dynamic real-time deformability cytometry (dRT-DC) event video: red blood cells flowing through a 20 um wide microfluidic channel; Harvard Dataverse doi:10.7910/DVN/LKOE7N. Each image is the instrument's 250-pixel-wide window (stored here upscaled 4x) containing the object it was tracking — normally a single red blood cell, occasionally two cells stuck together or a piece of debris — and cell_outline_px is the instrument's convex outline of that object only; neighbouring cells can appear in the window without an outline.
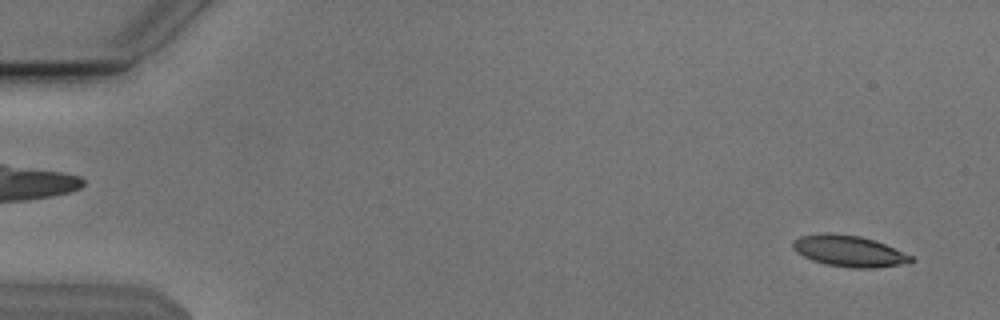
{"species": "Egyptian fruit bat (a non-hibernating species)", "species_latin": "Rousettus aegyptiacus", "temperature_condition": "cold", "stored_images_in_passage": 54, "camera_frame_rate_fps": 3000, "um_per_image_px": 0.085, "animal": {"sex": "male"}, "frame": {"image": 1, "passage_image": 3, "time_ms": 0.667, "image_size_px": [1000, 320], "cell_outline_px": [[916, 260], [900, 264], [872, 268], [852, 268], [824, 264], [812, 260], [796, 252], [792, 248], [792, 240], [800, 236], [820, 232], [828, 232], [860, 236], [884, 244], [916, 256]], "centroid_in_image_um": [72.14, 21.33], "position_along_channel_um": 12.9, "area_um2": 21.68}}
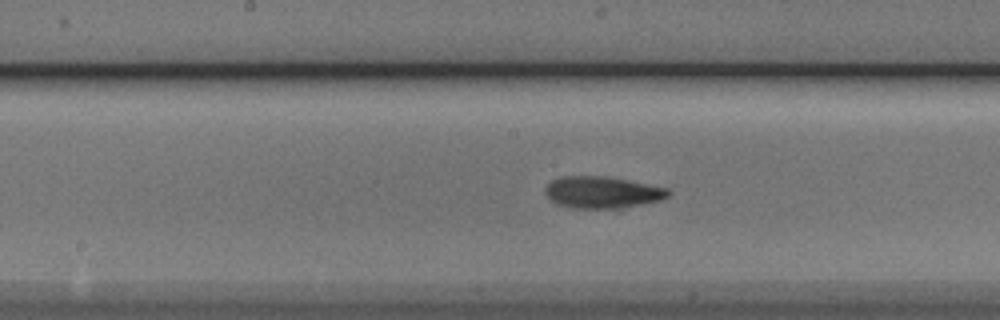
{"frame": {"image": 2, "passage_image": 28, "time_ms": 9.0, "image_size_px": [1000, 320], "cell_outline_px": [[672, 192], [668, 196], [660, 200], [644, 204], [620, 208], [572, 208], [556, 204], [544, 192], [544, 188], [552, 180], [560, 176], [604, 176], [628, 180], [668, 188]], "centroid_in_image_um": [51.19, 16.34], "position_along_channel_um": 197.0, "area_um2": 22.83}}
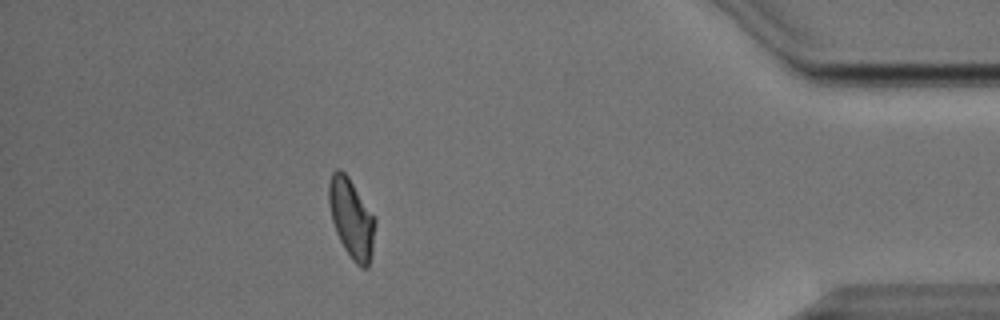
{"frame": {"image": 3, "passage_image": 48, "time_ms": 15.667, "image_size_px": [1000, 320], "cell_outline_px": [[376, 224], [372, 252], [368, 268], [360, 268], [352, 260], [344, 248], [336, 232], [332, 220], [328, 200], [328, 184], [332, 172], [336, 168], [340, 168], [348, 176], [376, 220]], "centroid_in_image_um": [29.86, 18.57], "position_along_channel_um": 405.3, "area_um2": 21.39}, "authors_computed_cell_mechanics": {"area_um2": 21.7328, "velocity_mm_per_s": 3.8043, "shape_relaxation_time_tau1_ms": 5.99, "shape_relaxation_time_tau2_ms": 3.8837, "deformation_change_tau1": 0.1564, "deformation_change_tau2": 0.108}}